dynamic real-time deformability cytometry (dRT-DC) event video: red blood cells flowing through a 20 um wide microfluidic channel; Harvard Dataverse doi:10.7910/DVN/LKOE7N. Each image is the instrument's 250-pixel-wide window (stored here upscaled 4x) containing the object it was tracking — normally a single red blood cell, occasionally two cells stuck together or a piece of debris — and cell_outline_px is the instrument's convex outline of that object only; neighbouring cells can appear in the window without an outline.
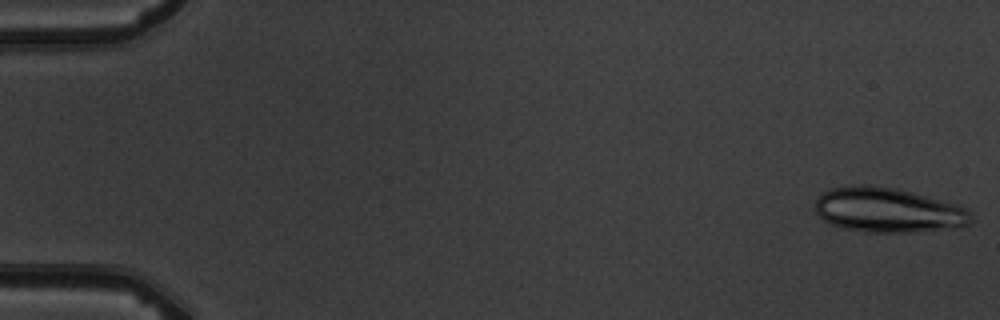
{"species": "common noctule bat (a hibernating species)", "species_latin": "Nyctalus noctula", "temperature_condition": "warm", "stored_images_in_passage": 8, "segment_of_instrument_passage": [1, 2], "camera_frame_rate_fps": 3000, "um_per_image_px": 0.085, "animal": {"sex": "male", "body_mass_g": 19.5, "forearm_length_mm": 54.6}, "frame": {"image": 1, "passage_image": 1, "time_ms": 0.0, "image_size_px": [1000, 320], "cell_outline_px": [[972, 224], [912, 232], [864, 232], [840, 228], [824, 220], [816, 212], [816, 200], [828, 188], [856, 184], [872, 184], [900, 188], [960, 204], [968, 208], [972, 212]], "centroid_in_image_um": [75.5, 17.82], "position_along_channel_um": 9.5, "area_um2": 41.27}}